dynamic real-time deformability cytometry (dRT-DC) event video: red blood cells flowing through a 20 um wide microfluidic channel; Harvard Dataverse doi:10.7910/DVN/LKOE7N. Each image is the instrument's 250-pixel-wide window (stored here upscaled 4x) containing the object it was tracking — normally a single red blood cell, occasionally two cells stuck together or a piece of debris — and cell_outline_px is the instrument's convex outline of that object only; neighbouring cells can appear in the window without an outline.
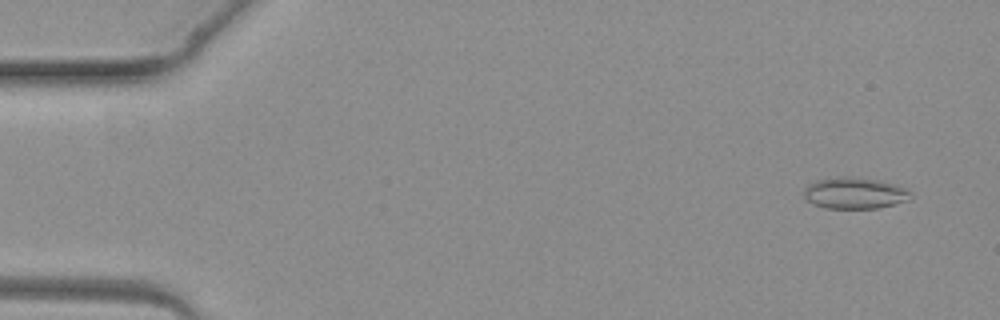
{"species": "common noctule bat (a hibernating species)", "species_latin": "Nyctalus noctula", "temperature_condition": "warm", "stored_images_in_passage": 4, "camera_frame_rate_fps": 3000, "um_per_image_px": 0.085, "animal": {"sex": "female", "body_mass_g": 19.3, "forearm_length_mm": 54.1}, "frame": {"image": 1, "passage_image": 1, "time_ms": 0.0, "image_size_px": [1000, 320], "cell_outline_px": [[912, 200], [896, 204], [876, 208], [824, 208], [812, 204], [804, 200], [804, 188], [808, 184], [816, 180], [836, 176], [848, 176], [880, 180], [908, 188], [912, 192]], "centroid_in_image_um": [72.66, 16.41], "position_along_channel_um": 12.3, "area_um2": 20.06}}